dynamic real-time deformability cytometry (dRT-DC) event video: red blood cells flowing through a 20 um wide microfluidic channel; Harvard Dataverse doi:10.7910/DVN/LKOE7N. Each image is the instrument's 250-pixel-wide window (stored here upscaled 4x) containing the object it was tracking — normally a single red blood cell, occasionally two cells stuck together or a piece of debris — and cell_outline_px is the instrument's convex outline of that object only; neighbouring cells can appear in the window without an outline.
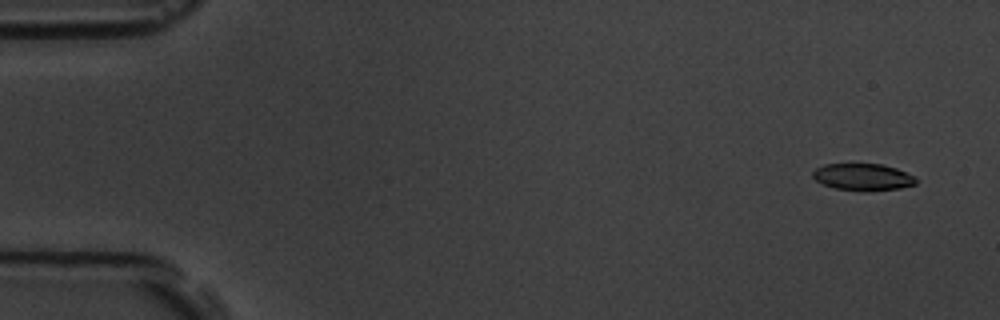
{"species": "common noctule bat (a hibernating species)", "species_latin": "Nyctalus noctula", "temperature_condition": "room temperature", "stored_images_in_passage": 6, "camera_frame_rate_fps": 3000, "um_per_image_px": 0.085, "animal": {"sex": "male", "body_mass_g": 19.5, "forearm_length_mm": 54.6}, "frame": {"image": 1, "passage_image": 2, "time_ms": 1.0, "image_size_px": [1000, 320], "cell_outline_px": [[916, 184], [900, 188], [864, 192], [860, 192], [836, 188], [824, 184], [816, 180], [812, 176], [812, 172], [816, 168], [824, 164], [880, 164], [896, 168], [916, 176]], "centroid_in_image_um": [73.36, 15.05], "position_along_channel_um": 11.6, "area_um2": 16.3}}
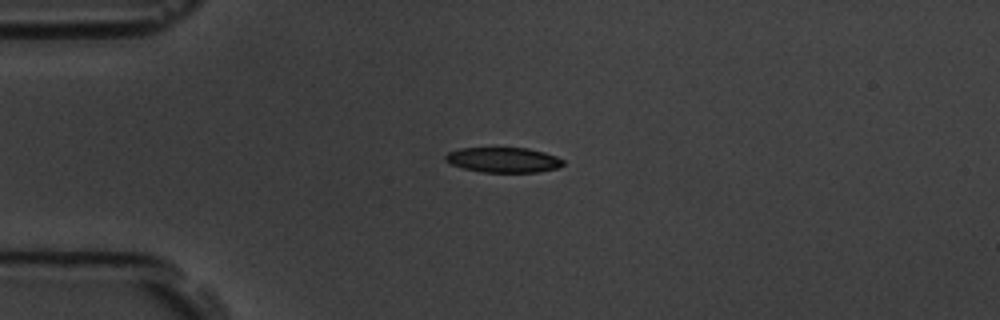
{"frame": {"image": 2, "passage_image": 5, "time_ms": 4.667, "image_size_px": [1000, 320], "cell_outline_px": [[564, 164], [560, 168], [540, 172], [480, 172], [464, 168], [452, 164], [444, 160], [444, 156], [448, 152], [460, 148], [528, 148], [544, 152], [556, 156], [564, 160]], "centroid_in_image_um": [42.81, 13.59], "position_along_channel_um": 42.2, "area_um2": 17.34}}